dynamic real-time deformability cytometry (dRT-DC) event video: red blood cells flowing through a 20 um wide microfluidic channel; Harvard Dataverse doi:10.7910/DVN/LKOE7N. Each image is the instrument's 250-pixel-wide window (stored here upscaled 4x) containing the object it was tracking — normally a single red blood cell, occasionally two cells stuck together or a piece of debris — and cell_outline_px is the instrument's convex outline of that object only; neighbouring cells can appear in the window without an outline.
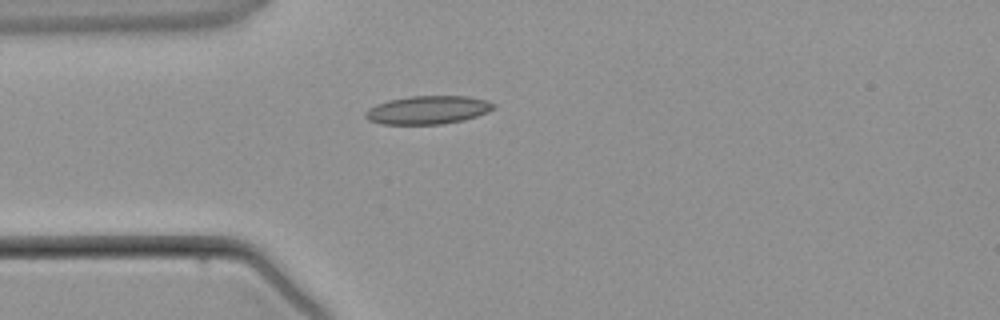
{"species": "common noctule bat (a hibernating species)", "species_latin": "Nyctalus noctula", "temperature_condition": "warm", "stored_images_in_passage": 3, "camera_frame_rate_fps": 3000, "um_per_image_px": 0.085, "animal": {"sex": "male", "body_mass_g": 21.5, "forearm_length_mm": 52.0}, "frame": {"image": 1, "passage_image": 3, "time_ms": 2.333, "image_size_px": [1000, 320], "cell_outline_px": [[496, 104], [488, 112], [464, 120], [440, 124], [380, 124], [368, 120], [364, 116], [364, 112], [368, 108], [376, 104], [388, 100], [408, 96], [468, 96], [488, 100]], "centroid_in_image_um": [36.34, 9.34], "position_along_channel_um": 48.7, "area_um2": 21.27}}